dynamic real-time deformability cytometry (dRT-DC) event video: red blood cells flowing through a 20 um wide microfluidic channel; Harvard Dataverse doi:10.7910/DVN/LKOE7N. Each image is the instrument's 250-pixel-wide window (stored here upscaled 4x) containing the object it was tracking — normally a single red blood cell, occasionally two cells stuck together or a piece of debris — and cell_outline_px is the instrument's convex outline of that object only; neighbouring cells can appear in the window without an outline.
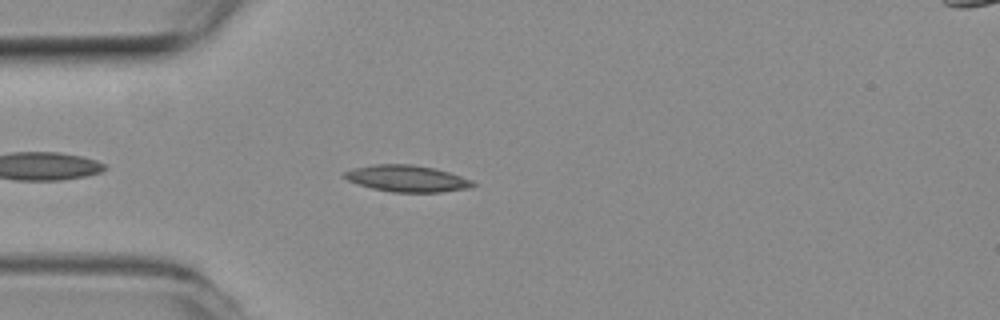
{"species": "common noctule bat (a hibernating species)", "species_latin": "Nyctalus noctula", "temperature_condition": "room temperature", "stored_images_in_passage": 43, "camera_frame_rate_fps": 3000, "um_per_image_px": 0.085, "animal": {"sex": "female", "body_mass_g": 19.3, "forearm_length_mm": 54.1}, "frame": {"image": 1, "passage_image": 4, "time_ms": 1.0, "image_size_px": [1000, 320], "cell_outline_px": [[476, 184], [464, 188], [440, 192], [392, 192], [372, 188], [348, 180], [344, 176], [344, 172], [352, 168], [376, 164], [412, 164], [432, 168], [448, 172], [472, 180]], "centroid_in_image_um": [34.56, 15.17], "position_along_channel_um": 50.4, "area_um2": 19.48}}
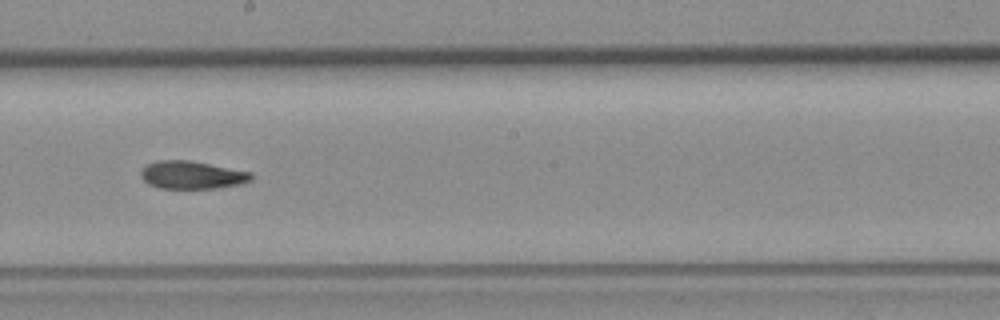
{"frame": {"image": 2, "passage_image": 19, "time_ms": 6.0, "image_size_px": [1000, 320], "cell_outline_px": [[252, 180], [240, 184], [216, 188], [160, 188], [148, 184], [140, 176], [140, 172], [148, 164], [160, 160], [188, 160], [252, 172]], "centroid_in_image_um": [16.32, 14.87], "position_along_channel_um": 231.9, "area_um2": 17.74}}
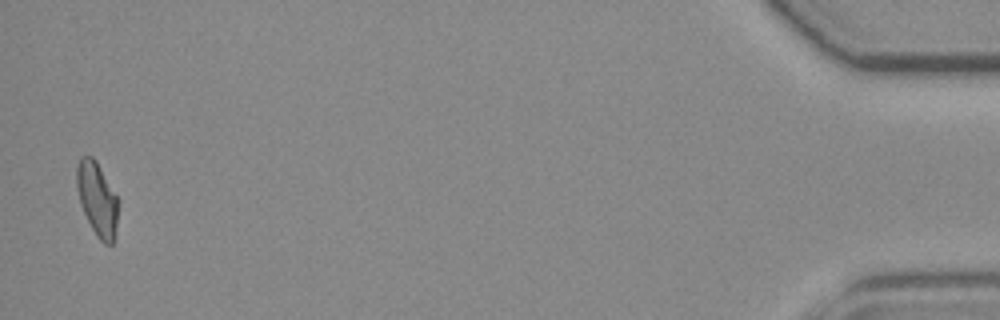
{"frame": {"image": 3, "passage_image": 42, "time_ms": 13.667, "image_size_px": [1000, 320], "cell_outline_px": [[120, 200], [116, 224], [112, 244], [104, 244], [96, 236], [80, 204], [76, 188], [76, 168], [80, 156], [92, 156], [96, 160]], "centroid_in_image_um": [8.26, 16.88], "position_along_channel_um": 426.9, "area_um2": 17.98}}